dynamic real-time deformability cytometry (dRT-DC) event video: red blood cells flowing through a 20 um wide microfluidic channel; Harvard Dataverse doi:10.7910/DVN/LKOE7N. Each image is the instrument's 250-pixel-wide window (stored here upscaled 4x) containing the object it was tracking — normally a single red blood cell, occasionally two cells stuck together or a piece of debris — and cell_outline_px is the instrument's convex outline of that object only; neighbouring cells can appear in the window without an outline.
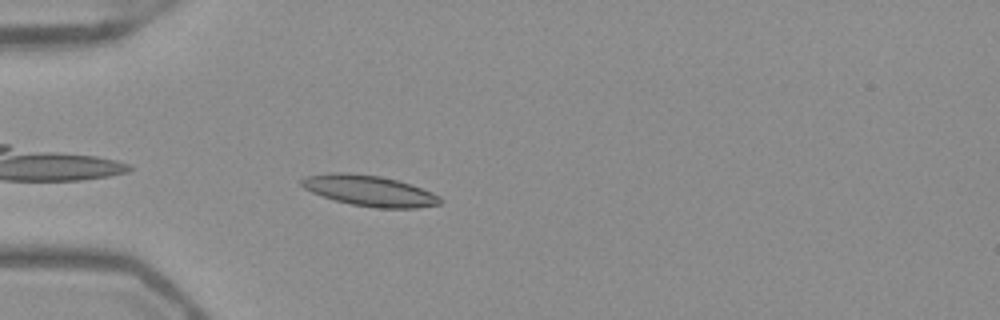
{"species": "Egyptian fruit bat (a non-hibernating species)", "species_latin": "Rousettus aegyptiacus", "temperature_condition": "warm", "stored_images_in_passage": 39, "camera_frame_rate_fps": 3000, "um_per_image_px": 0.085, "frame": {"image": 1, "passage_image": 2, "time_ms": 0.333, "image_size_px": [1000, 320], "cell_outline_px": [[444, 200], [440, 204], [416, 208], [376, 208], [352, 204], [336, 200], [312, 192], [304, 188], [300, 184], [300, 180], [304, 176], [328, 172], [348, 172], [380, 176], [396, 180], [432, 192], [440, 196]], "centroid_in_image_um": [31.38, 16.2], "position_along_channel_um": 53.6, "area_um2": 24.8}}
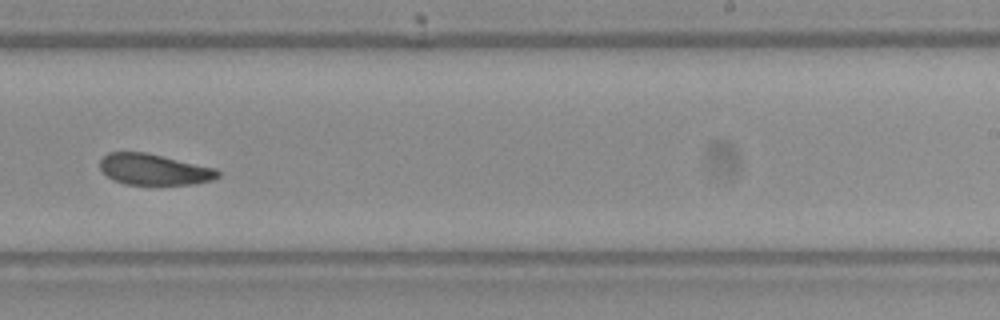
{"frame": {"image": 2, "passage_image": 20, "time_ms": 6.333, "image_size_px": [1000, 320], "cell_outline_px": [[220, 176], [212, 180], [192, 184], [124, 184], [112, 180], [100, 168], [100, 160], [108, 152], [144, 152], [216, 168], [220, 172]], "centroid_in_image_um": [13.09, 14.4], "position_along_channel_um": 275.9, "area_um2": 21.15}}
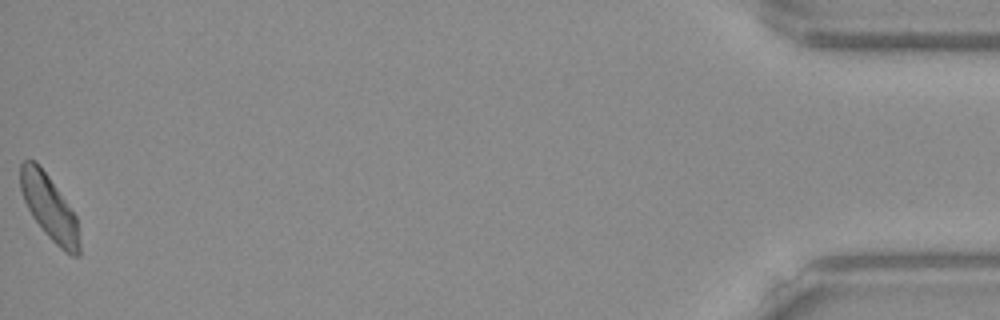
{"frame": {"image": 3, "passage_image": 39, "time_ms": 12.667, "image_size_px": [1000, 320], "cell_outline_px": [[80, 256], [72, 256], [64, 252], [44, 232], [32, 216], [24, 200], [20, 188], [20, 164], [24, 160], [36, 160], [48, 176], [76, 216], [80, 244]], "centroid_in_image_um": [4.19, 17.65], "position_along_channel_um": 431.0, "area_um2": 22.08}, "authors_computed_cell_mechanics": {"area_um2": 22.4842, "velocity_mm_per_s": 3.9036, "shape_relaxation_time_tau1_ms": null, "shape_relaxation_time_tau2_ms": 3.3251, "deformation_change_tau1": null, "deformation_change_tau2": 0.0969}}